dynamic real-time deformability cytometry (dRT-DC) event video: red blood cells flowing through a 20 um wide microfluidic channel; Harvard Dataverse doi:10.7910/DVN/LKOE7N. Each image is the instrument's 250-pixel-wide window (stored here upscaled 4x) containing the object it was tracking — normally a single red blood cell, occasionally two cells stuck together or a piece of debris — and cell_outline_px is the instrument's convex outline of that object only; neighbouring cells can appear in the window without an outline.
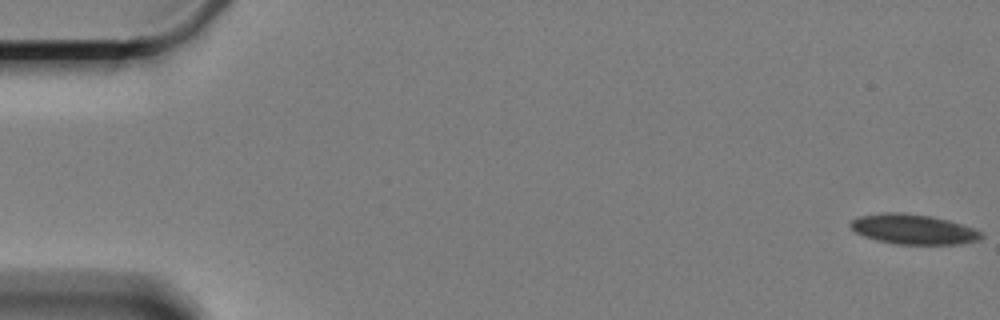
{"species": "Egyptian fruit bat (a non-hibernating species)", "species_latin": "Rousettus aegyptiacus", "temperature_condition": "cold", "stored_images_in_passage": 85, "camera_frame_rate_fps": 3000, "um_per_image_px": 0.085, "animal": {"sex": "female"}, "frame": {"image": 1, "passage_image": 1, "time_ms": 0.0, "image_size_px": [1000, 320], "cell_outline_px": [[984, 236], [980, 240], [960, 244], [896, 244], [864, 236], [856, 232], [848, 224], [852, 220], [860, 216], [884, 212], [900, 212], [932, 216], [948, 220], [984, 232]], "centroid_in_image_um": [77.66, 19.48], "position_along_channel_um": 7.3, "area_um2": 22.77}}
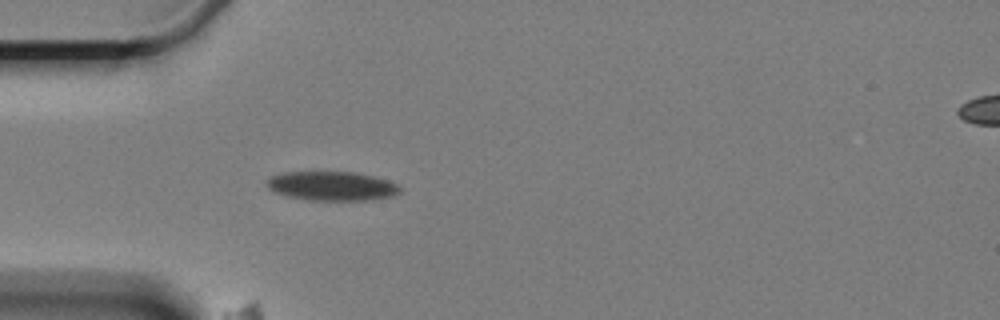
{"frame": {"image": 2, "passage_image": 18, "time_ms": 5.667, "image_size_px": [1000, 320], "cell_outline_px": [[404, 188], [400, 192], [392, 196], [372, 200], [308, 200], [288, 196], [272, 192], [268, 188], [264, 180], [272, 176], [284, 172], [352, 172], [372, 176], [388, 180], [400, 184]], "centroid_in_image_um": [28.22, 15.81], "position_along_channel_um": 56.8, "area_um2": 22.89}}
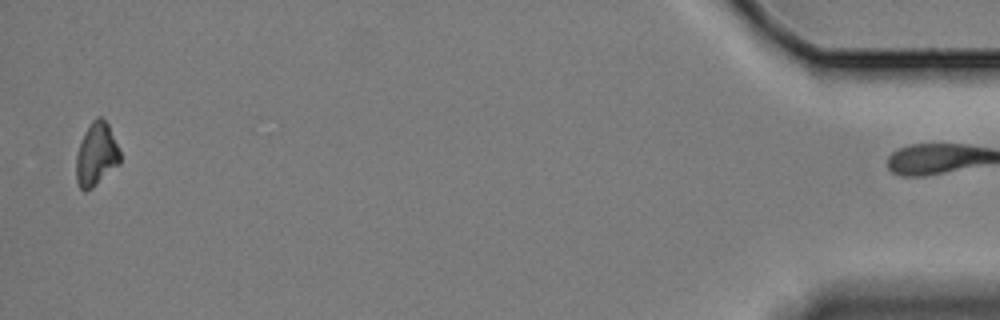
{"frame": {"image": 3, "passage_image": 84, "time_ms": 27.667, "image_size_px": [1000, 320], "cell_outline_px": [[120, 164], [92, 188], [84, 192], [80, 188], [76, 180], [76, 156], [84, 132], [92, 120], [96, 116], [100, 116], [108, 124], [120, 152]], "centroid_in_image_um": [8.18, 13.14], "position_along_channel_um": 427.0, "area_um2": 16.13}}